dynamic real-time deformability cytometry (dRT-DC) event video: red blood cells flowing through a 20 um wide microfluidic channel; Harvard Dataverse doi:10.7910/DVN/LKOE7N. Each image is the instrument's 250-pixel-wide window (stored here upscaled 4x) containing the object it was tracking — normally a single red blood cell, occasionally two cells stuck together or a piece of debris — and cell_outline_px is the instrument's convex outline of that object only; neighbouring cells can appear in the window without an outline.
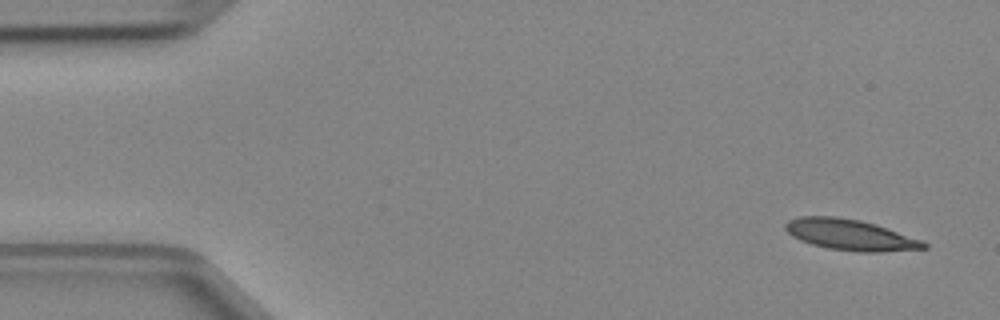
{"species": "Egyptian fruit bat (a non-hibernating species)", "species_latin": "Rousettus aegyptiacus", "temperature_condition": "cold", "stored_images_in_passage": 3, "camera_frame_rate_fps": 3000, "um_per_image_px": 0.085, "animal": {"sex": "female"}, "frame": {"image": 1, "passage_image": 1, "time_ms": 0.0, "image_size_px": [1000, 320], "cell_outline_px": [[928, 248], [880, 252], [860, 252], [828, 248], [812, 244], [800, 240], [792, 236], [784, 228], [784, 224], [788, 220], [800, 216], [836, 216], [860, 220], [876, 224], [920, 240], [928, 244]], "centroid_in_image_um": [72.24, 19.95], "position_along_channel_um": 12.8, "area_um2": 24.8}}